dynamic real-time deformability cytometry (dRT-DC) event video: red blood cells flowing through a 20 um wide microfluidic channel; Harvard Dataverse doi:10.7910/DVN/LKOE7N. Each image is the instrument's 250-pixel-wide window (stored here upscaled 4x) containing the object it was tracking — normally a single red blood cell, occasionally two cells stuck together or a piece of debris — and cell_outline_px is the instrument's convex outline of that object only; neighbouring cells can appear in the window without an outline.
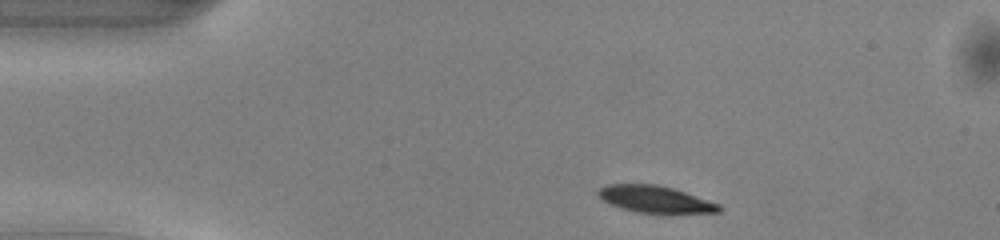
{"species": "common noctule bat (a hibernating species)", "species_latin": "Nyctalus noctula", "temperature_condition": "warm", "stored_images_in_passage": 42, "camera_frame_rate_fps": 3000, "um_per_image_px": 0.085, "animal": {"sex": "male", "body_mass_g": 13.0, "forearm_length_mm": 53.1}, "frame": {"image": 1, "passage_image": 1, "time_ms": 0.0, "image_size_px": [1000, 240], "cell_outline_px": [[720, 212], [636, 212], [620, 208], [608, 204], [596, 192], [600, 188], [608, 184], [656, 184], [672, 188], [720, 204]], "centroid_in_image_um": [55.63, 16.92], "position_along_channel_um": 29.4, "area_um2": 18.44}}
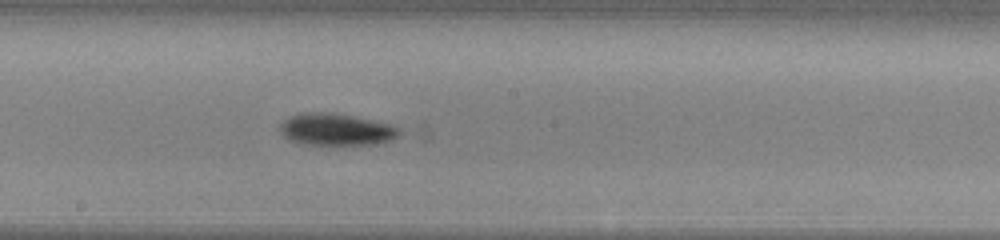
{"frame": {"image": 2, "passage_image": 19, "time_ms": 6.0, "image_size_px": [1000, 240], "cell_outline_px": [[400, 136], [392, 140], [376, 144], [300, 144], [288, 140], [280, 132], [280, 124], [288, 116], [304, 112], [332, 112], [372, 120], [388, 124], [400, 128]], "centroid_in_image_um": [28.55, 11.0], "position_along_channel_um": 219.7, "area_um2": 22.31}}
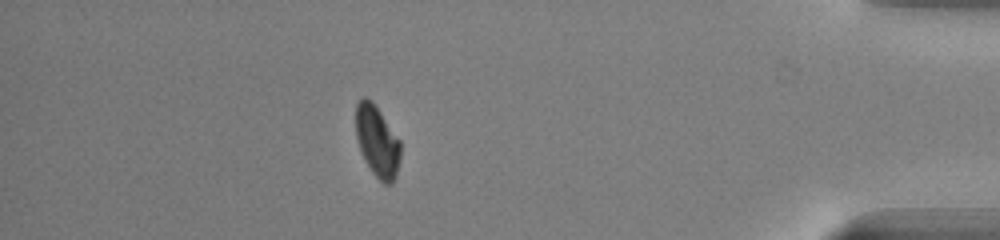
{"frame": {"image": 3, "passage_image": 36, "time_ms": 11.667, "image_size_px": [1000, 240], "cell_outline_px": [[400, 156], [396, 176], [392, 184], [384, 184], [372, 172], [360, 148], [356, 136], [356, 104], [364, 96], [372, 100], [400, 140]], "centroid_in_image_um": [32.07, 12.0], "position_along_channel_um": 403.1, "area_um2": 18.32}, "authors_computed_cell_mechanics": {"area_um2": 20.3745, "velocity_mm_per_s": 4.0888, "shape_relaxation_time_tau1_ms": 1.6985, "shape_relaxation_time_tau2_ms": null, "deformation_change_tau1": 0.0942, "deformation_change_tau2": null}}